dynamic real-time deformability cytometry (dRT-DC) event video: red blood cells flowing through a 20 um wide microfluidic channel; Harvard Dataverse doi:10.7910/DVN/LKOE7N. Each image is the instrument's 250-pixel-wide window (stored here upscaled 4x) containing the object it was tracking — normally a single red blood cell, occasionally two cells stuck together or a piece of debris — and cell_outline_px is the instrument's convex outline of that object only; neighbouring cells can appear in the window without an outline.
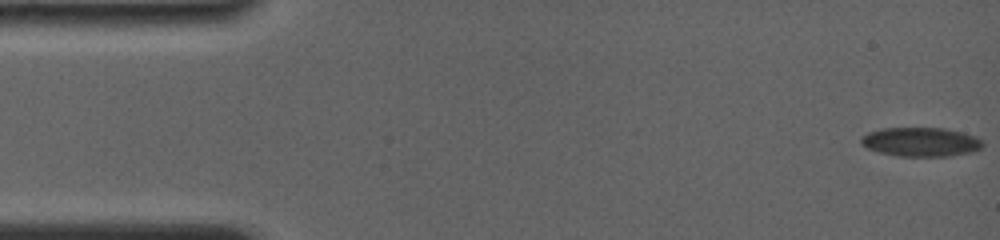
{"species": "common noctule bat (a hibernating species)", "species_latin": "Nyctalus noctula", "temperature_condition": "room temperature", "stored_images_in_passage": 72, "camera_frame_rate_fps": 4000, "um_per_image_px": 0.085, "animal": {"sex": "female", "body_mass_g": 19.0, "forearm_length_mm": 56.7}, "frame": {"image": 1, "passage_image": 1, "time_ms": 0.0, "image_size_px": [1000, 240], "cell_outline_px": [[984, 144], [980, 148], [972, 152], [948, 156], [896, 156], [880, 152], [868, 148], [860, 144], [860, 136], [868, 132], [880, 128], [944, 128], [976, 136]], "centroid_in_image_um": [78.23, 12.06], "position_along_channel_um": 6.8, "area_um2": 20.63}}
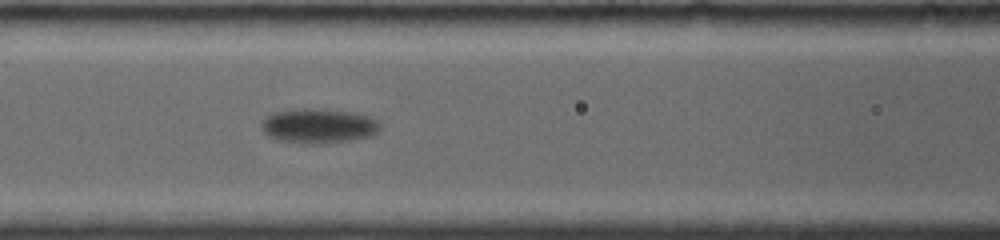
{"frame": {"image": 2, "passage_image": 31, "time_ms": 7.5, "image_size_px": [1000, 240], "cell_outline_px": [[380, 128], [372, 136], [352, 140], [324, 144], [304, 144], [276, 140], [268, 136], [260, 128], [260, 120], [264, 116], [276, 112], [292, 108], [324, 108], [356, 112], [368, 116], [376, 120], [380, 124]], "centroid_in_image_um": [27.02, 10.69], "position_along_channel_um": 139.6, "area_um2": 24.8}}
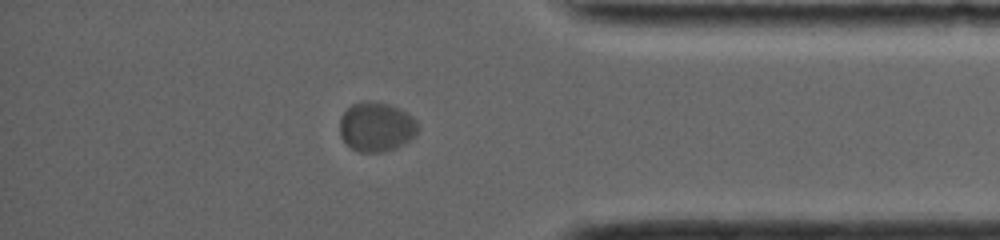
{"frame": {"image": 3, "passage_image": 62, "time_ms": 15.25, "image_size_px": [1000, 240], "cell_outline_px": [[420, 128], [404, 144], [396, 148], [384, 152], [360, 152], [352, 148], [340, 136], [340, 116], [352, 104], [364, 100], [388, 104], [400, 108], [408, 112], [416, 120]], "centroid_in_image_um": [32.0, 10.77], "position_along_channel_um": 403.2, "area_um2": 22.6}, "authors_computed_cell_mechanics": {"area_um2": 22.3975, "velocity_mm_per_s": 3.5147, "shape_relaxation_time_tau1_ms": 2.5022, "shape_relaxation_time_tau2_ms": null, "deformation_change_tau1": 0.0839, "deformation_change_tau2": null}}